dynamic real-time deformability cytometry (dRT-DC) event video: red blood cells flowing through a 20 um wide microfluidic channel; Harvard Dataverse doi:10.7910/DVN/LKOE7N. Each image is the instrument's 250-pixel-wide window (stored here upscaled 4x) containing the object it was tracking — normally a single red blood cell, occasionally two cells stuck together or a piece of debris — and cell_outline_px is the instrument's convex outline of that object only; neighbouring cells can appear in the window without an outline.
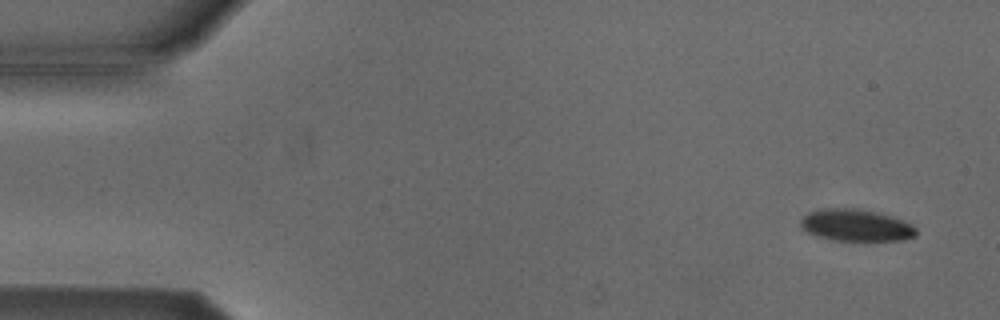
{"species": "Egyptian fruit bat (a non-hibernating species)", "species_latin": "Rousettus aegyptiacus", "temperature_condition": "cold", "stored_images_in_passage": 53, "camera_frame_rate_fps": 3000, "um_per_image_px": 0.085, "animal": {"sex": "male"}, "frame": {"image": 1, "passage_image": 3, "time_ms": 0.667, "image_size_px": [1000, 320], "cell_outline_px": [[916, 236], [904, 240], [832, 240], [816, 236], [800, 228], [800, 220], [808, 212], [824, 208], [856, 208], [888, 216], [912, 224], [916, 228]], "centroid_in_image_um": [72.71, 19.15], "position_along_channel_um": 12.3, "area_um2": 21.27}}
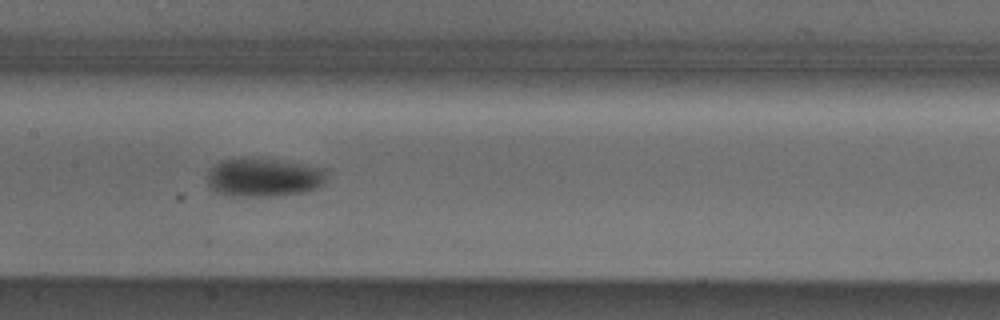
{"frame": {"image": 2, "passage_image": 26, "time_ms": 8.333, "image_size_px": [1000, 320], "cell_outline_px": [[328, 168], [324, 184], [316, 188], [304, 192], [272, 196], [228, 196], [216, 192], [208, 184], [208, 172], [220, 160], [276, 160]], "centroid_in_image_um": [22.46, 15.11], "position_along_channel_um": 184.9, "area_um2": 26.41}}
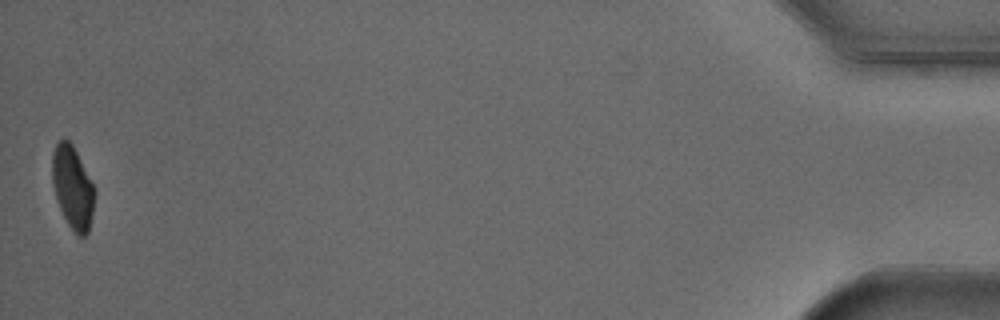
{"frame": {"image": 3, "passage_image": 53, "time_ms": 17.333, "image_size_px": [1000, 320], "cell_outline_px": [[92, 212], [88, 232], [84, 236], [80, 236], [68, 224], [56, 200], [52, 184], [52, 152], [56, 144], [64, 136], [72, 144], [92, 184]], "centroid_in_image_um": [6.11, 15.88], "position_along_channel_um": 429.1, "area_um2": 19.71}, "authors_computed_cell_mechanics": {"area_um2": 23.3512, "velocity_mm_per_s": 3.8166, "shape_relaxation_time_tau1_ms": 6.2778, "shape_relaxation_time_tau2_ms": null, "deformation_change_tau1": 0.1515, "deformation_change_tau2": null}}